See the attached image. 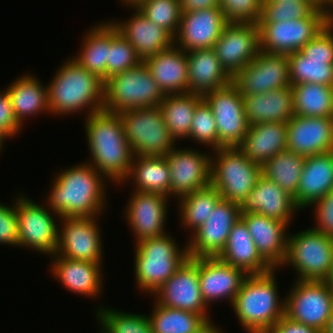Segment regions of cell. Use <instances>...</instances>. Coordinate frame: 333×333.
Wrapping results in <instances>:
<instances>
[{
    "label": "cell",
    "mask_w": 333,
    "mask_h": 333,
    "mask_svg": "<svg viewBox=\"0 0 333 333\" xmlns=\"http://www.w3.org/2000/svg\"><path fill=\"white\" fill-rule=\"evenodd\" d=\"M60 170L44 201L49 209L60 218L102 216L108 205V180L88 162Z\"/></svg>",
    "instance_id": "obj_1"
},
{
    "label": "cell",
    "mask_w": 333,
    "mask_h": 333,
    "mask_svg": "<svg viewBox=\"0 0 333 333\" xmlns=\"http://www.w3.org/2000/svg\"><path fill=\"white\" fill-rule=\"evenodd\" d=\"M84 119L90 151L87 162L108 182L121 184L128 176L134 154L119 115L102 110Z\"/></svg>",
    "instance_id": "obj_2"
},
{
    "label": "cell",
    "mask_w": 333,
    "mask_h": 333,
    "mask_svg": "<svg viewBox=\"0 0 333 333\" xmlns=\"http://www.w3.org/2000/svg\"><path fill=\"white\" fill-rule=\"evenodd\" d=\"M47 84L50 114L73 115L85 112L86 118L103 110L104 82L69 57L58 67Z\"/></svg>",
    "instance_id": "obj_3"
},
{
    "label": "cell",
    "mask_w": 333,
    "mask_h": 333,
    "mask_svg": "<svg viewBox=\"0 0 333 333\" xmlns=\"http://www.w3.org/2000/svg\"><path fill=\"white\" fill-rule=\"evenodd\" d=\"M276 270L247 275L231 305L247 333H267L285 315V298L279 296Z\"/></svg>",
    "instance_id": "obj_4"
},
{
    "label": "cell",
    "mask_w": 333,
    "mask_h": 333,
    "mask_svg": "<svg viewBox=\"0 0 333 333\" xmlns=\"http://www.w3.org/2000/svg\"><path fill=\"white\" fill-rule=\"evenodd\" d=\"M135 244L134 280L147 296H152L189 258L187 244L179 246L168 233Z\"/></svg>",
    "instance_id": "obj_5"
},
{
    "label": "cell",
    "mask_w": 333,
    "mask_h": 333,
    "mask_svg": "<svg viewBox=\"0 0 333 333\" xmlns=\"http://www.w3.org/2000/svg\"><path fill=\"white\" fill-rule=\"evenodd\" d=\"M164 93L142 61L137 67L116 74L104 82L103 110L122 113L159 106Z\"/></svg>",
    "instance_id": "obj_6"
},
{
    "label": "cell",
    "mask_w": 333,
    "mask_h": 333,
    "mask_svg": "<svg viewBox=\"0 0 333 333\" xmlns=\"http://www.w3.org/2000/svg\"><path fill=\"white\" fill-rule=\"evenodd\" d=\"M211 153V185L222 199L239 205L257 184L261 166L238 147H222Z\"/></svg>",
    "instance_id": "obj_7"
},
{
    "label": "cell",
    "mask_w": 333,
    "mask_h": 333,
    "mask_svg": "<svg viewBox=\"0 0 333 333\" xmlns=\"http://www.w3.org/2000/svg\"><path fill=\"white\" fill-rule=\"evenodd\" d=\"M134 156H165L174 150L176 139L170 134L159 106L118 113Z\"/></svg>",
    "instance_id": "obj_8"
},
{
    "label": "cell",
    "mask_w": 333,
    "mask_h": 333,
    "mask_svg": "<svg viewBox=\"0 0 333 333\" xmlns=\"http://www.w3.org/2000/svg\"><path fill=\"white\" fill-rule=\"evenodd\" d=\"M291 266L296 280L325 281L333 265V238L312 228L288 234L286 259L281 267Z\"/></svg>",
    "instance_id": "obj_9"
},
{
    "label": "cell",
    "mask_w": 333,
    "mask_h": 333,
    "mask_svg": "<svg viewBox=\"0 0 333 333\" xmlns=\"http://www.w3.org/2000/svg\"><path fill=\"white\" fill-rule=\"evenodd\" d=\"M330 8H316L308 17L272 23H257L260 50L268 53L290 54L315 38L331 21Z\"/></svg>",
    "instance_id": "obj_10"
},
{
    "label": "cell",
    "mask_w": 333,
    "mask_h": 333,
    "mask_svg": "<svg viewBox=\"0 0 333 333\" xmlns=\"http://www.w3.org/2000/svg\"><path fill=\"white\" fill-rule=\"evenodd\" d=\"M19 194L14 198L19 227L18 247H27L48 256L55 255L60 216L51 211L45 202L42 205Z\"/></svg>",
    "instance_id": "obj_11"
},
{
    "label": "cell",
    "mask_w": 333,
    "mask_h": 333,
    "mask_svg": "<svg viewBox=\"0 0 333 333\" xmlns=\"http://www.w3.org/2000/svg\"><path fill=\"white\" fill-rule=\"evenodd\" d=\"M290 83L333 87V20L300 51L287 54Z\"/></svg>",
    "instance_id": "obj_12"
},
{
    "label": "cell",
    "mask_w": 333,
    "mask_h": 333,
    "mask_svg": "<svg viewBox=\"0 0 333 333\" xmlns=\"http://www.w3.org/2000/svg\"><path fill=\"white\" fill-rule=\"evenodd\" d=\"M333 310V291L325 281L295 280L285 297V316L320 332Z\"/></svg>",
    "instance_id": "obj_13"
},
{
    "label": "cell",
    "mask_w": 333,
    "mask_h": 333,
    "mask_svg": "<svg viewBox=\"0 0 333 333\" xmlns=\"http://www.w3.org/2000/svg\"><path fill=\"white\" fill-rule=\"evenodd\" d=\"M203 98L211 106L218 132V149L238 147L247 134L248 122L244 100L237 85H228L206 93Z\"/></svg>",
    "instance_id": "obj_14"
},
{
    "label": "cell",
    "mask_w": 333,
    "mask_h": 333,
    "mask_svg": "<svg viewBox=\"0 0 333 333\" xmlns=\"http://www.w3.org/2000/svg\"><path fill=\"white\" fill-rule=\"evenodd\" d=\"M101 218L67 217L59 222L56 255L72 260L103 263Z\"/></svg>",
    "instance_id": "obj_15"
},
{
    "label": "cell",
    "mask_w": 333,
    "mask_h": 333,
    "mask_svg": "<svg viewBox=\"0 0 333 333\" xmlns=\"http://www.w3.org/2000/svg\"><path fill=\"white\" fill-rule=\"evenodd\" d=\"M161 306L202 315L206 320L209 307L202 298L199 283V258H188L184 264L152 295Z\"/></svg>",
    "instance_id": "obj_16"
},
{
    "label": "cell",
    "mask_w": 333,
    "mask_h": 333,
    "mask_svg": "<svg viewBox=\"0 0 333 333\" xmlns=\"http://www.w3.org/2000/svg\"><path fill=\"white\" fill-rule=\"evenodd\" d=\"M165 156L170 170V197L174 200L211 185V152L184 147Z\"/></svg>",
    "instance_id": "obj_17"
},
{
    "label": "cell",
    "mask_w": 333,
    "mask_h": 333,
    "mask_svg": "<svg viewBox=\"0 0 333 333\" xmlns=\"http://www.w3.org/2000/svg\"><path fill=\"white\" fill-rule=\"evenodd\" d=\"M232 81L242 95H258L290 87L287 54L268 53L260 50L257 56L232 78Z\"/></svg>",
    "instance_id": "obj_18"
},
{
    "label": "cell",
    "mask_w": 333,
    "mask_h": 333,
    "mask_svg": "<svg viewBox=\"0 0 333 333\" xmlns=\"http://www.w3.org/2000/svg\"><path fill=\"white\" fill-rule=\"evenodd\" d=\"M214 50L221 67L233 78L260 52L258 24L228 22Z\"/></svg>",
    "instance_id": "obj_19"
},
{
    "label": "cell",
    "mask_w": 333,
    "mask_h": 333,
    "mask_svg": "<svg viewBox=\"0 0 333 333\" xmlns=\"http://www.w3.org/2000/svg\"><path fill=\"white\" fill-rule=\"evenodd\" d=\"M239 219V205L221 199L209 219L194 231L186 242L189 258L217 257L224 249L233 225Z\"/></svg>",
    "instance_id": "obj_20"
},
{
    "label": "cell",
    "mask_w": 333,
    "mask_h": 333,
    "mask_svg": "<svg viewBox=\"0 0 333 333\" xmlns=\"http://www.w3.org/2000/svg\"><path fill=\"white\" fill-rule=\"evenodd\" d=\"M132 192L123 214L127 225L131 227L129 230L134 233L135 243L167 234L165 226L171 198L159 193Z\"/></svg>",
    "instance_id": "obj_21"
},
{
    "label": "cell",
    "mask_w": 333,
    "mask_h": 333,
    "mask_svg": "<svg viewBox=\"0 0 333 333\" xmlns=\"http://www.w3.org/2000/svg\"><path fill=\"white\" fill-rule=\"evenodd\" d=\"M227 23L220 8L182 12L174 45L185 52L214 48Z\"/></svg>",
    "instance_id": "obj_22"
},
{
    "label": "cell",
    "mask_w": 333,
    "mask_h": 333,
    "mask_svg": "<svg viewBox=\"0 0 333 333\" xmlns=\"http://www.w3.org/2000/svg\"><path fill=\"white\" fill-rule=\"evenodd\" d=\"M287 150L303 157L333 151V118L294 115L287 122Z\"/></svg>",
    "instance_id": "obj_23"
},
{
    "label": "cell",
    "mask_w": 333,
    "mask_h": 333,
    "mask_svg": "<svg viewBox=\"0 0 333 333\" xmlns=\"http://www.w3.org/2000/svg\"><path fill=\"white\" fill-rule=\"evenodd\" d=\"M247 275L218 257H199L200 290L209 308L223 299L232 305Z\"/></svg>",
    "instance_id": "obj_24"
},
{
    "label": "cell",
    "mask_w": 333,
    "mask_h": 333,
    "mask_svg": "<svg viewBox=\"0 0 333 333\" xmlns=\"http://www.w3.org/2000/svg\"><path fill=\"white\" fill-rule=\"evenodd\" d=\"M240 215L257 213L288 225L300 211L293 197L272 180L261 175L250 194L239 204Z\"/></svg>",
    "instance_id": "obj_25"
},
{
    "label": "cell",
    "mask_w": 333,
    "mask_h": 333,
    "mask_svg": "<svg viewBox=\"0 0 333 333\" xmlns=\"http://www.w3.org/2000/svg\"><path fill=\"white\" fill-rule=\"evenodd\" d=\"M261 257L272 267L281 268L286 259L289 225L257 213L242 214Z\"/></svg>",
    "instance_id": "obj_26"
},
{
    "label": "cell",
    "mask_w": 333,
    "mask_h": 333,
    "mask_svg": "<svg viewBox=\"0 0 333 333\" xmlns=\"http://www.w3.org/2000/svg\"><path fill=\"white\" fill-rule=\"evenodd\" d=\"M50 258H52L50 272L68 291L93 299L103 292V264L72 260L56 254Z\"/></svg>",
    "instance_id": "obj_27"
},
{
    "label": "cell",
    "mask_w": 333,
    "mask_h": 333,
    "mask_svg": "<svg viewBox=\"0 0 333 333\" xmlns=\"http://www.w3.org/2000/svg\"><path fill=\"white\" fill-rule=\"evenodd\" d=\"M132 10L129 19L110 22L130 42L142 61L174 45V37L168 31L148 20L137 8Z\"/></svg>",
    "instance_id": "obj_28"
},
{
    "label": "cell",
    "mask_w": 333,
    "mask_h": 333,
    "mask_svg": "<svg viewBox=\"0 0 333 333\" xmlns=\"http://www.w3.org/2000/svg\"><path fill=\"white\" fill-rule=\"evenodd\" d=\"M333 190V151L305 157L298 190L293 197L302 211Z\"/></svg>",
    "instance_id": "obj_29"
},
{
    "label": "cell",
    "mask_w": 333,
    "mask_h": 333,
    "mask_svg": "<svg viewBox=\"0 0 333 333\" xmlns=\"http://www.w3.org/2000/svg\"><path fill=\"white\" fill-rule=\"evenodd\" d=\"M144 64L164 95L188 92L187 53L172 47L146 58Z\"/></svg>",
    "instance_id": "obj_30"
},
{
    "label": "cell",
    "mask_w": 333,
    "mask_h": 333,
    "mask_svg": "<svg viewBox=\"0 0 333 333\" xmlns=\"http://www.w3.org/2000/svg\"><path fill=\"white\" fill-rule=\"evenodd\" d=\"M242 96L249 126L263 122L287 123L294 116L292 86Z\"/></svg>",
    "instance_id": "obj_31"
},
{
    "label": "cell",
    "mask_w": 333,
    "mask_h": 333,
    "mask_svg": "<svg viewBox=\"0 0 333 333\" xmlns=\"http://www.w3.org/2000/svg\"><path fill=\"white\" fill-rule=\"evenodd\" d=\"M186 53L188 92L204 96L232 81L221 67L214 48L192 50Z\"/></svg>",
    "instance_id": "obj_32"
},
{
    "label": "cell",
    "mask_w": 333,
    "mask_h": 333,
    "mask_svg": "<svg viewBox=\"0 0 333 333\" xmlns=\"http://www.w3.org/2000/svg\"><path fill=\"white\" fill-rule=\"evenodd\" d=\"M219 259L243 270L246 274H262L272 267L258 253L245 222L240 218L232 227Z\"/></svg>",
    "instance_id": "obj_33"
},
{
    "label": "cell",
    "mask_w": 333,
    "mask_h": 333,
    "mask_svg": "<svg viewBox=\"0 0 333 333\" xmlns=\"http://www.w3.org/2000/svg\"><path fill=\"white\" fill-rule=\"evenodd\" d=\"M238 148L262 166L277 153L287 150V123L263 122L249 126Z\"/></svg>",
    "instance_id": "obj_34"
},
{
    "label": "cell",
    "mask_w": 333,
    "mask_h": 333,
    "mask_svg": "<svg viewBox=\"0 0 333 333\" xmlns=\"http://www.w3.org/2000/svg\"><path fill=\"white\" fill-rule=\"evenodd\" d=\"M25 74L6 87L14 116L21 126H24L27 117L43 113L50 115L47 86L33 74Z\"/></svg>",
    "instance_id": "obj_35"
},
{
    "label": "cell",
    "mask_w": 333,
    "mask_h": 333,
    "mask_svg": "<svg viewBox=\"0 0 333 333\" xmlns=\"http://www.w3.org/2000/svg\"><path fill=\"white\" fill-rule=\"evenodd\" d=\"M129 179L133 181V190L159 193L170 198V170L166 156H134L128 176L117 185L128 184Z\"/></svg>",
    "instance_id": "obj_36"
},
{
    "label": "cell",
    "mask_w": 333,
    "mask_h": 333,
    "mask_svg": "<svg viewBox=\"0 0 333 333\" xmlns=\"http://www.w3.org/2000/svg\"><path fill=\"white\" fill-rule=\"evenodd\" d=\"M82 46L71 57L80 66L96 74L103 82L107 81L108 50H110V21H103L85 32Z\"/></svg>",
    "instance_id": "obj_37"
},
{
    "label": "cell",
    "mask_w": 333,
    "mask_h": 333,
    "mask_svg": "<svg viewBox=\"0 0 333 333\" xmlns=\"http://www.w3.org/2000/svg\"><path fill=\"white\" fill-rule=\"evenodd\" d=\"M203 96L195 93L165 95L160 103L164 122L170 134L178 141L189 137L197 104Z\"/></svg>",
    "instance_id": "obj_38"
},
{
    "label": "cell",
    "mask_w": 333,
    "mask_h": 333,
    "mask_svg": "<svg viewBox=\"0 0 333 333\" xmlns=\"http://www.w3.org/2000/svg\"><path fill=\"white\" fill-rule=\"evenodd\" d=\"M292 86L294 115L333 118V87L316 83Z\"/></svg>",
    "instance_id": "obj_39"
},
{
    "label": "cell",
    "mask_w": 333,
    "mask_h": 333,
    "mask_svg": "<svg viewBox=\"0 0 333 333\" xmlns=\"http://www.w3.org/2000/svg\"><path fill=\"white\" fill-rule=\"evenodd\" d=\"M221 199V194L212 185L179 198L177 212L181 226L191 235L209 219Z\"/></svg>",
    "instance_id": "obj_40"
},
{
    "label": "cell",
    "mask_w": 333,
    "mask_h": 333,
    "mask_svg": "<svg viewBox=\"0 0 333 333\" xmlns=\"http://www.w3.org/2000/svg\"><path fill=\"white\" fill-rule=\"evenodd\" d=\"M305 157L285 150L277 153L262 166V175L275 182L294 197L298 190Z\"/></svg>",
    "instance_id": "obj_41"
},
{
    "label": "cell",
    "mask_w": 333,
    "mask_h": 333,
    "mask_svg": "<svg viewBox=\"0 0 333 333\" xmlns=\"http://www.w3.org/2000/svg\"><path fill=\"white\" fill-rule=\"evenodd\" d=\"M147 315L153 333H194L206 319L198 313L161 306L154 302Z\"/></svg>",
    "instance_id": "obj_42"
},
{
    "label": "cell",
    "mask_w": 333,
    "mask_h": 333,
    "mask_svg": "<svg viewBox=\"0 0 333 333\" xmlns=\"http://www.w3.org/2000/svg\"><path fill=\"white\" fill-rule=\"evenodd\" d=\"M99 333H153L145 314L119 311L107 306L96 309Z\"/></svg>",
    "instance_id": "obj_43"
},
{
    "label": "cell",
    "mask_w": 333,
    "mask_h": 333,
    "mask_svg": "<svg viewBox=\"0 0 333 333\" xmlns=\"http://www.w3.org/2000/svg\"><path fill=\"white\" fill-rule=\"evenodd\" d=\"M142 60L134 47L110 22V50H108L107 80L116 74L137 67Z\"/></svg>",
    "instance_id": "obj_44"
},
{
    "label": "cell",
    "mask_w": 333,
    "mask_h": 333,
    "mask_svg": "<svg viewBox=\"0 0 333 333\" xmlns=\"http://www.w3.org/2000/svg\"><path fill=\"white\" fill-rule=\"evenodd\" d=\"M316 8H329L320 1H262V15L258 23H272L308 17Z\"/></svg>",
    "instance_id": "obj_45"
},
{
    "label": "cell",
    "mask_w": 333,
    "mask_h": 333,
    "mask_svg": "<svg viewBox=\"0 0 333 333\" xmlns=\"http://www.w3.org/2000/svg\"><path fill=\"white\" fill-rule=\"evenodd\" d=\"M137 9L148 20L176 36L182 14L179 0H146Z\"/></svg>",
    "instance_id": "obj_46"
},
{
    "label": "cell",
    "mask_w": 333,
    "mask_h": 333,
    "mask_svg": "<svg viewBox=\"0 0 333 333\" xmlns=\"http://www.w3.org/2000/svg\"><path fill=\"white\" fill-rule=\"evenodd\" d=\"M187 139L206 145L212 151L218 149V132L213 111L204 98L197 104Z\"/></svg>",
    "instance_id": "obj_47"
},
{
    "label": "cell",
    "mask_w": 333,
    "mask_h": 333,
    "mask_svg": "<svg viewBox=\"0 0 333 333\" xmlns=\"http://www.w3.org/2000/svg\"><path fill=\"white\" fill-rule=\"evenodd\" d=\"M263 0H219V8L227 22L255 23L260 21Z\"/></svg>",
    "instance_id": "obj_48"
},
{
    "label": "cell",
    "mask_w": 333,
    "mask_h": 333,
    "mask_svg": "<svg viewBox=\"0 0 333 333\" xmlns=\"http://www.w3.org/2000/svg\"><path fill=\"white\" fill-rule=\"evenodd\" d=\"M310 207L314 210V226L311 228L333 238V190L315 201Z\"/></svg>",
    "instance_id": "obj_49"
},
{
    "label": "cell",
    "mask_w": 333,
    "mask_h": 333,
    "mask_svg": "<svg viewBox=\"0 0 333 333\" xmlns=\"http://www.w3.org/2000/svg\"><path fill=\"white\" fill-rule=\"evenodd\" d=\"M12 206L0 202V244L18 247L19 227L15 203Z\"/></svg>",
    "instance_id": "obj_50"
},
{
    "label": "cell",
    "mask_w": 333,
    "mask_h": 333,
    "mask_svg": "<svg viewBox=\"0 0 333 333\" xmlns=\"http://www.w3.org/2000/svg\"><path fill=\"white\" fill-rule=\"evenodd\" d=\"M22 128L14 116L7 90H0V131L11 140L21 133Z\"/></svg>",
    "instance_id": "obj_51"
},
{
    "label": "cell",
    "mask_w": 333,
    "mask_h": 333,
    "mask_svg": "<svg viewBox=\"0 0 333 333\" xmlns=\"http://www.w3.org/2000/svg\"><path fill=\"white\" fill-rule=\"evenodd\" d=\"M267 333H321L320 331L309 327L305 324H301L292 321L285 315L273 325V327Z\"/></svg>",
    "instance_id": "obj_52"
},
{
    "label": "cell",
    "mask_w": 333,
    "mask_h": 333,
    "mask_svg": "<svg viewBox=\"0 0 333 333\" xmlns=\"http://www.w3.org/2000/svg\"><path fill=\"white\" fill-rule=\"evenodd\" d=\"M181 12L219 8V0H179Z\"/></svg>",
    "instance_id": "obj_53"
},
{
    "label": "cell",
    "mask_w": 333,
    "mask_h": 333,
    "mask_svg": "<svg viewBox=\"0 0 333 333\" xmlns=\"http://www.w3.org/2000/svg\"><path fill=\"white\" fill-rule=\"evenodd\" d=\"M214 324L212 319L206 320L194 333H224L220 328Z\"/></svg>",
    "instance_id": "obj_54"
},
{
    "label": "cell",
    "mask_w": 333,
    "mask_h": 333,
    "mask_svg": "<svg viewBox=\"0 0 333 333\" xmlns=\"http://www.w3.org/2000/svg\"><path fill=\"white\" fill-rule=\"evenodd\" d=\"M145 1L146 0H120V3H123L124 6L126 5L127 8H138Z\"/></svg>",
    "instance_id": "obj_55"
},
{
    "label": "cell",
    "mask_w": 333,
    "mask_h": 333,
    "mask_svg": "<svg viewBox=\"0 0 333 333\" xmlns=\"http://www.w3.org/2000/svg\"><path fill=\"white\" fill-rule=\"evenodd\" d=\"M321 333H333V310L329 316V319L325 325V328L322 330Z\"/></svg>",
    "instance_id": "obj_56"
},
{
    "label": "cell",
    "mask_w": 333,
    "mask_h": 333,
    "mask_svg": "<svg viewBox=\"0 0 333 333\" xmlns=\"http://www.w3.org/2000/svg\"><path fill=\"white\" fill-rule=\"evenodd\" d=\"M325 282L328 284V286L333 291V265H332V268L330 270L328 277L325 279Z\"/></svg>",
    "instance_id": "obj_57"
},
{
    "label": "cell",
    "mask_w": 333,
    "mask_h": 333,
    "mask_svg": "<svg viewBox=\"0 0 333 333\" xmlns=\"http://www.w3.org/2000/svg\"><path fill=\"white\" fill-rule=\"evenodd\" d=\"M8 140V138L0 131V153H2L1 152V150H4V143L6 142V141Z\"/></svg>",
    "instance_id": "obj_58"
},
{
    "label": "cell",
    "mask_w": 333,
    "mask_h": 333,
    "mask_svg": "<svg viewBox=\"0 0 333 333\" xmlns=\"http://www.w3.org/2000/svg\"><path fill=\"white\" fill-rule=\"evenodd\" d=\"M326 7H329L333 11V0H326Z\"/></svg>",
    "instance_id": "obj_59"
},
{
    "label": "cell",
    "mask_w": 333,
    "mask_h": 333,
    "mask_svg": "<svg viewBox=\"0 0 333 333\" xmlns=\"http://www.w3.org/2000/svg\"><path fill=\"white\" fill-rule=\"evenodd\" d=\"M267 1H289V2H291V1H319V0H267Z\"/></svg>",
    "instance_id": "obj_60"
},
{
    "label": "cell",
    "mask_w": 333,
    "mask_h": 333,
    "mask_svg": "<svg viewBox=\"0 0 333 333\" xmlns=\"http://www.w3.org/2000/svg\"><path fill=\"white\" fill-rule=\"evenodd\" d=\"M323 6H326V0H319Z\"/></svg>",
    "instance_id": "obj_61"
}]
</instances>
